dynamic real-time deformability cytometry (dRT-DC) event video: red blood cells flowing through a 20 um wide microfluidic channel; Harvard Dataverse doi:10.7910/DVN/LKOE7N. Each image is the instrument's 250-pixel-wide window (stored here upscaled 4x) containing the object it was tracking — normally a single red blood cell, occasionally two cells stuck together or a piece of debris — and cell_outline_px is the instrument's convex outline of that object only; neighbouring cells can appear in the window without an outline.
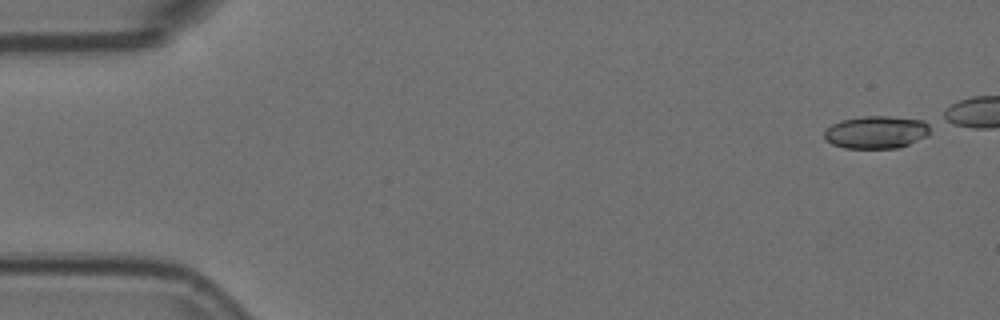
{"species": "Egyptian fruit bat (a non-hibernating species)", "species_latin": "Rousettus aegyptiacus", "temperature_condition": "room temperature", "stored_images_in_passage": 9, "camera_frame_rate_fps": 3000, "um_per_image_px": 0.085, "animal": {"sex": "female"}, "frame": {"image": 1, "passage_image": 1, "time_ms": 0.0, "image_size_px": [1000, 320], "cell_outline_px": [[928, 136], [900, 148], [844, 148], [832, 144], [824, 136], [824, 132], [832, 124], [840, 120], [864, 116], [888, 116], [924, 120], [928, 124]], "centroid_in_image_um": [74.49, 11.24], "position_along_channel_um": 10.5, "area_um2": 20.11}}
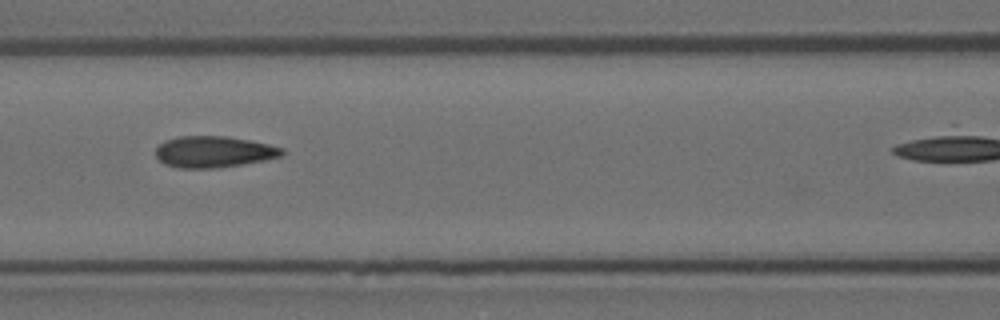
{"frame": {"image": 2, "passage_image": 8, "time_ms": 2.333, "image_size_px": [1000, 320], "cell_outline_px": [[284, 152], [280, 156], [264, 160], [240, 164], [212, 168], [180, 168], [164, 164], [156, 156], [156, 148], [160, 144], [168, 140], [180, 136], [228, 136], [268, 144], [284, 148]], "centroid_in_image_um": [18.16, 12.9], "position_along_channel_um": 148.4, "area_um2": 22.77}}